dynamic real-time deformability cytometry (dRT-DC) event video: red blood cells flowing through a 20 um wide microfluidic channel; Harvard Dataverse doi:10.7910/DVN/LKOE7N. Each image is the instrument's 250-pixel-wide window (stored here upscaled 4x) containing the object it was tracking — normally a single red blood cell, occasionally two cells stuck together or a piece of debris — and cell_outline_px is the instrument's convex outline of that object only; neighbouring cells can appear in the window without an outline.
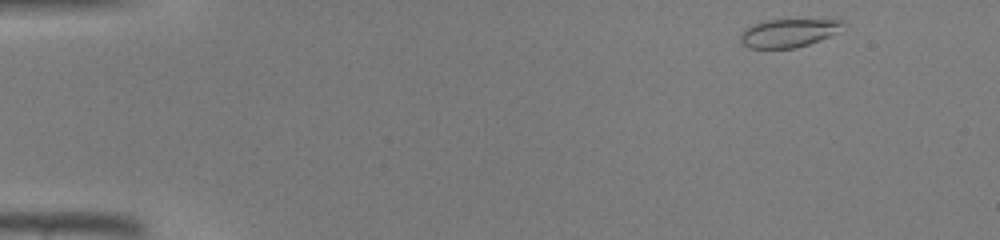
{"species": "common noctule bat (a hibernating species)", "species_latin": "Nyctalus noctula", "temperature_condition": "warm", "stored_images_in_passage": 42, "camera_frame_rate_fps": 3000, "um_per_image_px": 0.085, "animal": {"sex": "male", "body_mass_g": 19.0, "forearm_length_mm": 50.8}, "frame": {"image": 1, "passage_image": 1, "time_ms": 0.0, "image_size_px": [1000, 240], "cell_outline_px": [[840, 24], [828, 36], [820, 40], [796, 48], [748, 48], [740, 44], [740, 32], [744, 28], [764, 20], [840, 20]], "centroid_in_image_um": [66.83, 2.82], "position_along_channel_um": 18.2, "area_um2": 16.42}}
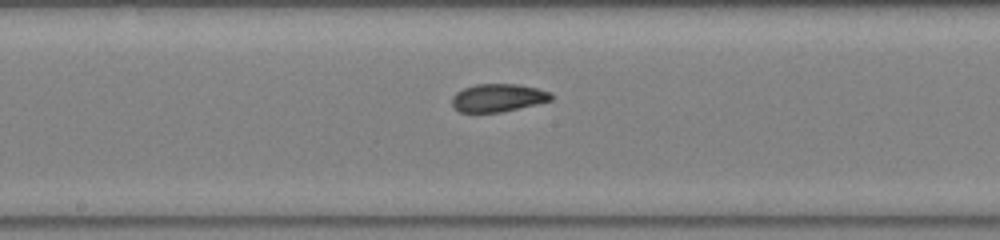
{"frame": {"image": 2, "passage_image": 21, "time_ms": 6.667, "image_size_px": [1000, 240], "cell_outline_px": [[556, 96], [552, 100], [536, 104], [500, 112], [460, 112], [452, 104], [452, 96], [456, 92], [464, 88], [476, 84], [520, 84], [552, 92]], "centroid_in_image_um": [42.37, 8.3], "position_along_channel_um": 205.8, "area_um2": 16.18}}
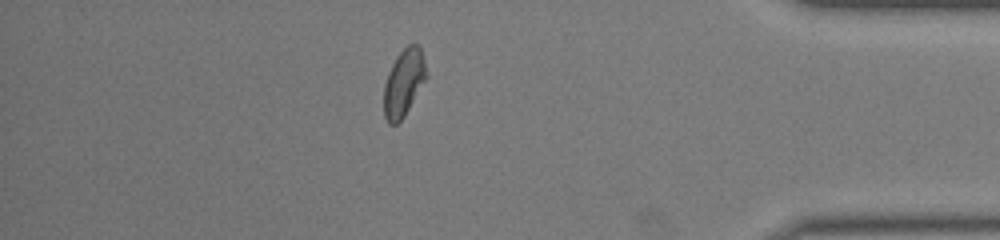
{"frame": {"image": 3, "passage_image": 36, "time_ms": 11.667, "image_size_px": [1000, 240], "cell_outline_px": [[428, 76], [404, 116], [396, 124], [388, 124], [384, 116], [384, 84], [388, 72], [396, 56], [408, 44], [416, 44], [420, 48], [424, 60]], "centroid_in_image_um": [34.31, 7.03], "position_along_channel_um": 400.9, "area_um2": 16.53}}